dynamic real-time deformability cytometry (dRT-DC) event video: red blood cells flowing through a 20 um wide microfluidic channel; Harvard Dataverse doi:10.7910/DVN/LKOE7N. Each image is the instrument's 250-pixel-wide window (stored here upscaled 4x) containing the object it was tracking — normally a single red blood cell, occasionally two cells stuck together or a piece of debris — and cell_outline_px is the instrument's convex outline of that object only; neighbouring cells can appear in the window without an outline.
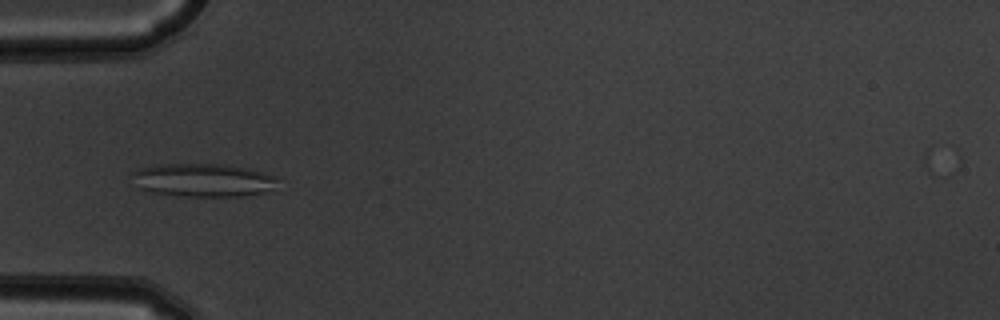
{"species": "common noctule bat (a hibernating species)", "species_latin": "Nyctalus noctula", "temperature_condition": "warm", "stored_images_in_passage": 53, "camera_frame_rate_fps": 3000, "um_per_image_px": 0.085, "animal": {"sex": "male", "body_mass_g": 19.5, "forearm_length_mm": 54.6}, "frame": {"image": 1, "passage_image": 18, "time_ms": 5.667, "image_size_px": [1000, 320], "cell_outline_px": [[276, 180], [264, 192], [244, 196], [176, 196], [144, 192], [136, 188], [128, 172], [140, 168], [156, 164], [224, 164], [248, 168], [264, 172], [276, 176]], "centroid_in_image_um": [17.08, 15.31], "position_along_channel_um": 67.9, "area_um2": 28.67}}
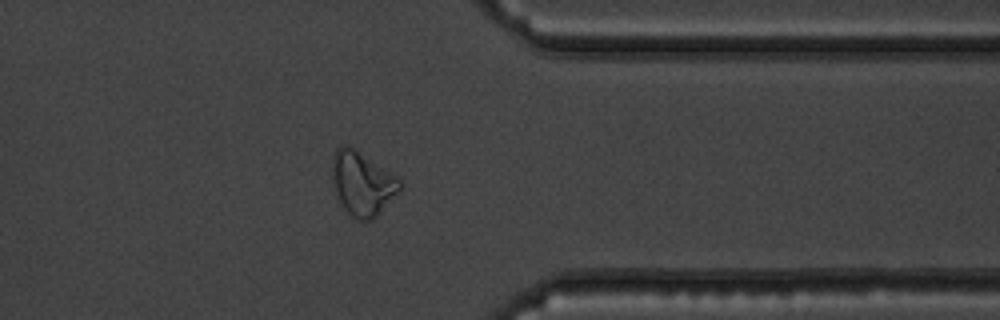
{"frame": {"image": 2, "passage_image": 43, "time_ms": 14.0, "image_size_px": [1000, 320], "cell_outline_px": [[400, 188], [380, 212], [372, 220], [356, 220], [344, 208], [336, 192], [332, 180], [332, 156], [336, 148], [340, 144], [348, 144], [400, 176]], "centroid_in_image_um": [30.78, 15.53], "position_along_channel_um": 380.6, "area_um2": 25.26}}
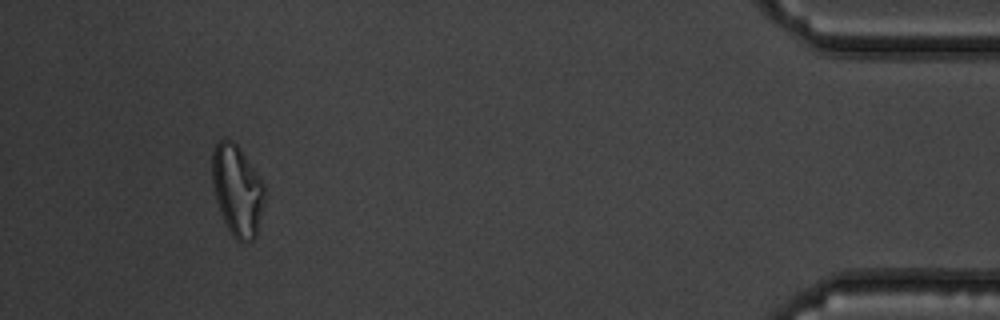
{"frame": {"image": 3, "passage_image": 50, "time_ms": 16.333, "image_size_px": [1000, 320], "cell_outline_px": [[264, 204], [256, 236], [252, 240], [244, 244], [240, 244], [232, 236], [220, 212], [216, 200], [212, 184], [212, 148], [216, 140], [232, 140], [240, 148], [264, 184]], "centroid_in_image_um": [20.15, 16.2], "position_along_channel_um": 415.1, "area_um2": 27.98}, "authors_computed_cell_mechanics": {"area_um2": 26.2412, "velocity_mm_per_s": 3.8498, "shape_relaxation_time_tau1_ms": null, "shape_relaxation_time_tau2_ms": 4.2287, "deformation_change_tau1": null, "deformation_change_tau2": 0.1417}}